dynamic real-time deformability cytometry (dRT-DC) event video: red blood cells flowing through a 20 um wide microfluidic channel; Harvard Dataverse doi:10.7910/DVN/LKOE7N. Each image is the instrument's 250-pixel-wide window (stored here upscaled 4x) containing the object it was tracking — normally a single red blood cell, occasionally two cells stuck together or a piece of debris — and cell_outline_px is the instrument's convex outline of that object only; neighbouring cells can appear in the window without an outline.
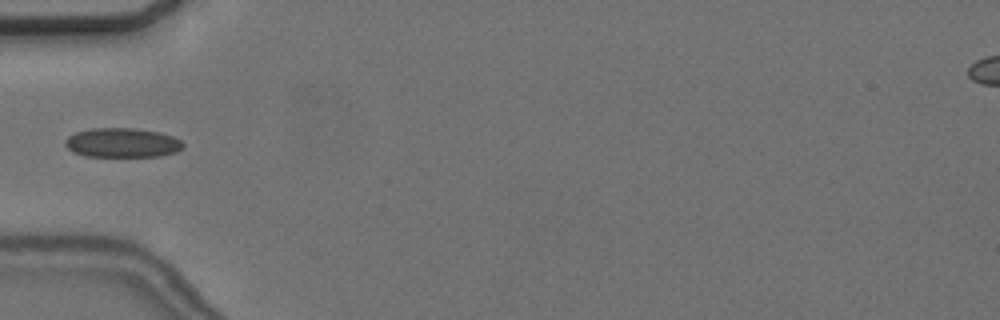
{"species": "common noctule bat (a hibernating species)", "species_latin": "Nyctalus noctula", "temperature_condition": "cold", "stored_images_in_passage": 38, "camera_frame_rate_fps": 3000, "um_per_image_px": 0.085, "animal": {"sex": "female", "body_mass_g": 24.6, "forearm_length_mm": 56.2}, "frame": {"image": 1, "passage_image": 1, "time_ms": 0.0, "image_size_px": [1000, 320], "cell_outline_px": [[184, 148], [176, 152], [160, 156], [84, 156], [68, 148], [64, 144], [64, 140], [68, 136], [76, 132], [92, 128], [132, 128], [160, 132], [172, 136], [180, 140], [184, 144]], "centroid_in_image_um": [10.41, 12.13], "position_along_channel_um": 74.6, "area_um2": 20.17}}
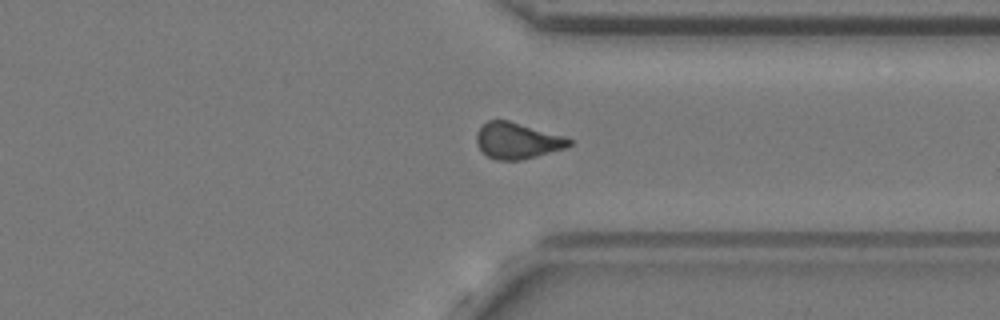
{"frame": {"image": 2, "passage_image": 25, "time_ms": 8.0, "image_size_px": [1000, 320], "cell_outline_px": [[572, 144], [568, 148], [520, 160], [496, 160], [488, 156], [476, 144], [476, 132], [488, 120], [508, 120], [564, 136], [572, 140]], "centroid_in_image_um": [43.98, 11.96], "position_along_channel_um": 367.4, "area_um2": 19.48}}
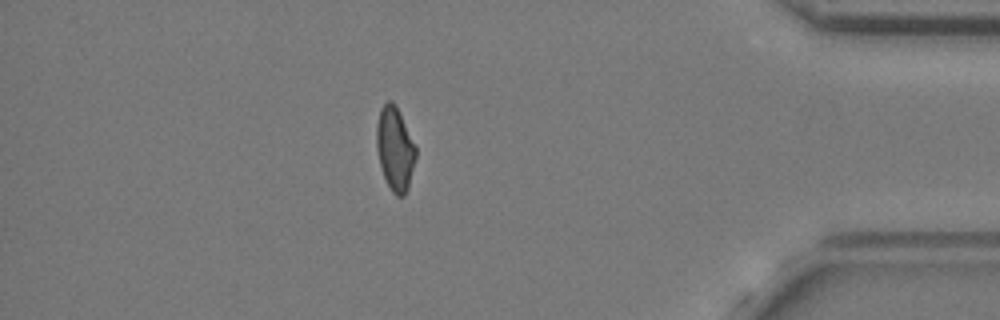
{"frame": {"image": 3, "passage_image": 31, "time_ms": 10.0, "image_size_px": [1000, 320], "cell_outline_px": [[416, 156], [408, 188], [404, 196], [396, 196], [392, 192], [384, 176], [380, 164], [376, 148], [376, 124], [380, 108], [388, 100], [392, 100], [416, 148]], "centroid_in_image_um": [33.55, 12.67], "position_along_channel_um": 401.7, "area_um2": 18.73}}